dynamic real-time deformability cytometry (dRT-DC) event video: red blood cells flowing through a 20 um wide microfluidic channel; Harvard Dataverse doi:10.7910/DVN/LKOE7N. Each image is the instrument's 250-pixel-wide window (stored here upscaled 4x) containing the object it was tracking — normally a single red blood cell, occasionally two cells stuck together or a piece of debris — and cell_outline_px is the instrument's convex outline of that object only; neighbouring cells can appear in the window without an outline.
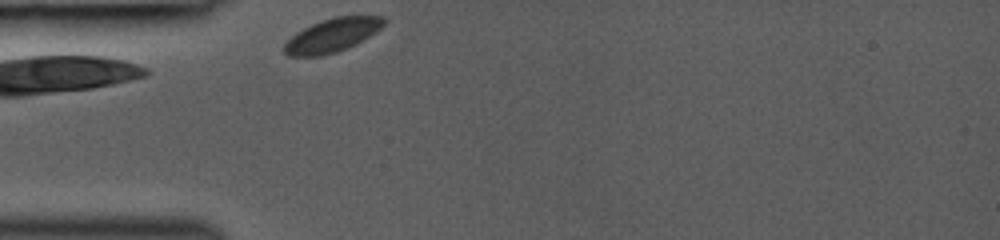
{"species": "common noctule bat (a hibernating species)", "species_latin": "Nyctalus noctula", "temperature_condition": "room temperature", "stored_images_in_passage": 38, "camera_frame_rate_fps": 3000, "um_per_image_px": 0.085, "animal": {"sex": "female", "body_mass_g": 19.0, "forearm_length_mm": 53.3}, "frame": {"image": 1, "passage_image": 1, "time_ms": 0.0, "image_size_px": [1000, 240], "cell_outline_px": [[384, 24], [376, 32], [356, 44], [336, 52], [320, 56], [288, 56], [284, 52], [284, 44], [296, 32], [312, 24], [336, 16], [384, 16]], "centroid_in_image_um": [28.23, 3.0], "position_along_channel_um": 56.8, "area_um2": 19.25}}